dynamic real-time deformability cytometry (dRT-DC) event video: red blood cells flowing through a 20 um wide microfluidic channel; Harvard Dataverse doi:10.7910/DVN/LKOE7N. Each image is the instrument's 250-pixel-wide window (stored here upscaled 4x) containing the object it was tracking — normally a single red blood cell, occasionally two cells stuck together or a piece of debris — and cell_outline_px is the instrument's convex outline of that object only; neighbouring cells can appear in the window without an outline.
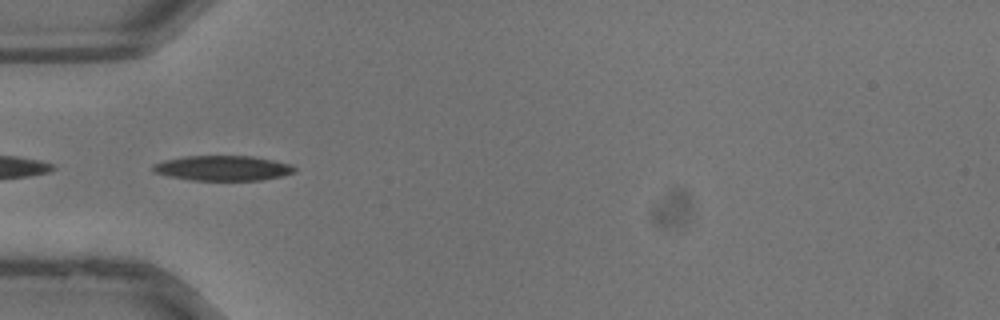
{"species": "common noctule bat (a hibernating species)", "species_latin": "Nyctalus noctula", "temperature_condition": "warm", "stored_images_in_passage": 25, "camera_frame_rate_fps": 3000, "um_per_image_px": 0.085, "animal": {"sex": "male", "body_mass_g": 13.3}, "frame": {"image": 1, "passage_image": 11, "time_ms": 3.333, "image_size_px": [1000, 320], "cell_outline_px": [[296, 172], [280, 176], [260, 180], [192, 180], [168, 176], [152, 172], [152, 164], [164, 160], [184, 156], [252, 156], [292, 164], [296, 168]], "centroid_in_image_um": [18.91, 14.29], "position_along_channel_um": 66.1, "area_um2": 20.69}}
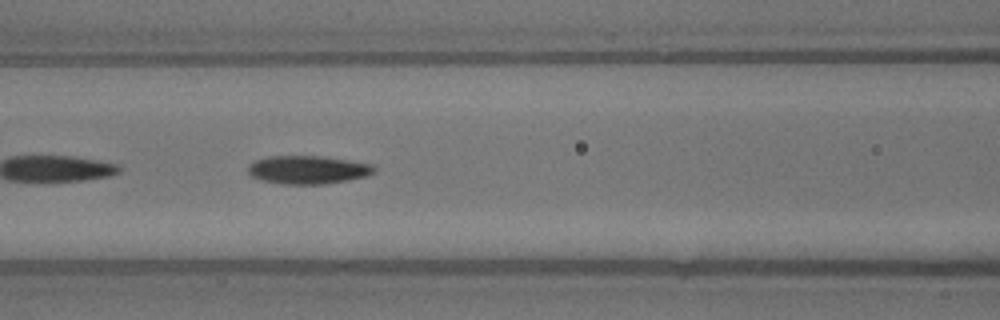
{"frame": {"image": 2, "passage_image": 15, "time_ms": 4.667, "image_size_px": [1000, 320], "cell_outline_px": [[376, 172], [368, 176], [348, 180], [324, 184], [280, 184], [264, 180], [252, 176], [248, 172], [248, 164], [256, 160], [268, 156], [320, 156], [348, 160], [372, 164], [376, 168]], "centroid_in_image_um": [26.2, 14.43], "position_along_channel_um": 140.4, "area_um2": 20.81}}
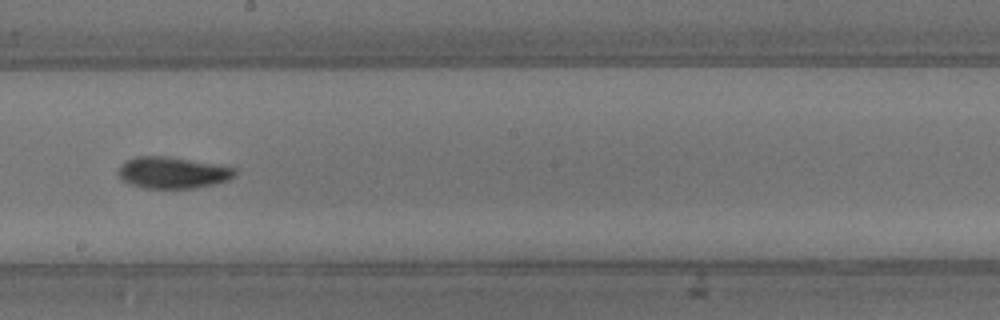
{"frame": {"image": 3, "passage_image": 20, "time_ms": 6.333, "image_size_px": [1000, 320], "cell_outline_px": [[236, 176], [228, 180], [196, 188], [144, 188], [128, 184], [116, 172], [120, 164], [124, 160], [136, 156], [168, 156], [220, 164], [236, 168]], "centroid_in_image_um": [14.66, 14.66], "position_along_channel_um": 233.5, "area_um2": 21.79}}